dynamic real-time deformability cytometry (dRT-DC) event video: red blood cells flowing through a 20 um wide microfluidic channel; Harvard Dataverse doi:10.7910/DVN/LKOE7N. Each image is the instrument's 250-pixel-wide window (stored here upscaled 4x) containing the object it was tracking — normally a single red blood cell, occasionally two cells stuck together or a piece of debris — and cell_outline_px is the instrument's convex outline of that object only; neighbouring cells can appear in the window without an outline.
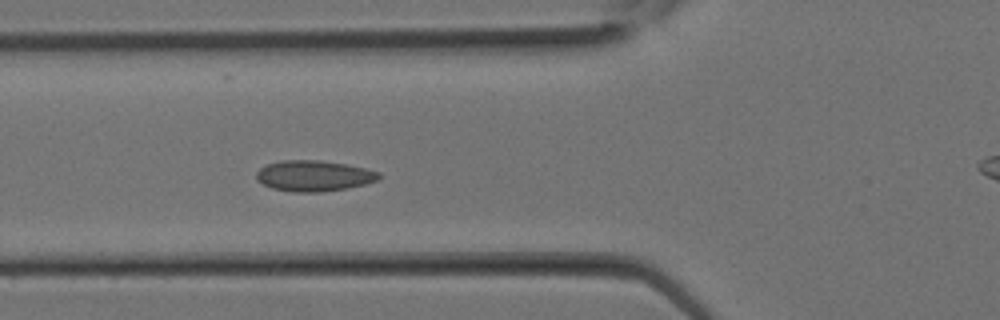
{"species": "Egyptian fruit bat (a non-hibernating species)", "species_latin": "Rousettus aegyptiacus", "temperature_condition": "room temperature", "stored_images_in_passage": 10, "camera_frame_rate_fps": 3000, "um_per_image_px": 0.085, "animal": {"sex": "female"}, "frame": {"image": 1, "passage_image": 10, "time_ms": 3.0, "image_size_px": [1000, 320], "cell_outline_px": [[380, 176], [376, 180], [364, 184], [348, 188], [320, 192], [292, 192], [272, 188], [256, 180], [256, 172], [260, 168], [268, 164], [280, 160], [320, 160], [348, 164], [380, 172]], "centroid_in_image_um": [26.66, 14.94], "position_along_channel_um": 99.1, "area_um2": 22.02}}